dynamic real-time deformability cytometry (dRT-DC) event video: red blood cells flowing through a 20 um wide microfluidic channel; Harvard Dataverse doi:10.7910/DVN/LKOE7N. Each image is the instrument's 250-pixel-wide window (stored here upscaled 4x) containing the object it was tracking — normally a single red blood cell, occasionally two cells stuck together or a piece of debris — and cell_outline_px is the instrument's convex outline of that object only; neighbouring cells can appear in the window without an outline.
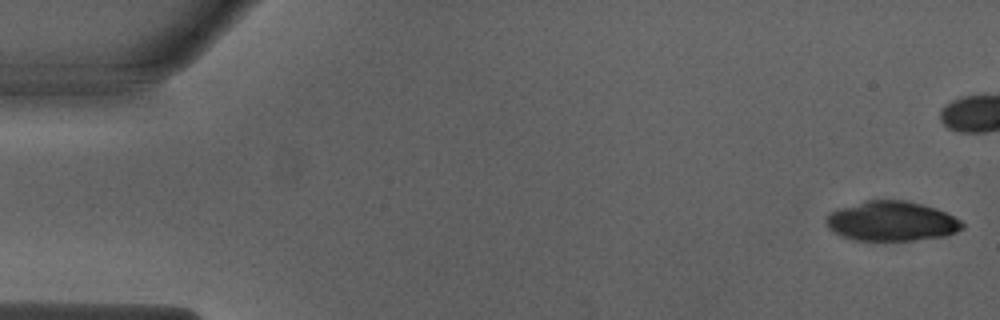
{"species": "Egyptian fruit bat (a non-hibernating species)", "species_latin": "Rousettus aegyptiacus", "temperature_condition": "warm", "stored_images_in_passage": 14, "camera_frame_rate_fps": 3000, "um_per_image_px": 0.085, "animal": {"sex": "male"}, "frame": {"image": 1, "passage_image": 1, "time_ms": 0.0, "image_size_px": [1000, 320], "cell_outline_px": [[964, 228], [956, 232], [944, 236], [884, 244], [852, 240], [840, 236], [832, 232], [824, 224], [824, 216], [828, 212], [864, 200], [904, 200], [936, 208], [960, 220], [964, 224]], "centroid_in_image_um": [75.69, 18.85], "position_along_channel_um": 9.3, "area_um2": 32.66}}